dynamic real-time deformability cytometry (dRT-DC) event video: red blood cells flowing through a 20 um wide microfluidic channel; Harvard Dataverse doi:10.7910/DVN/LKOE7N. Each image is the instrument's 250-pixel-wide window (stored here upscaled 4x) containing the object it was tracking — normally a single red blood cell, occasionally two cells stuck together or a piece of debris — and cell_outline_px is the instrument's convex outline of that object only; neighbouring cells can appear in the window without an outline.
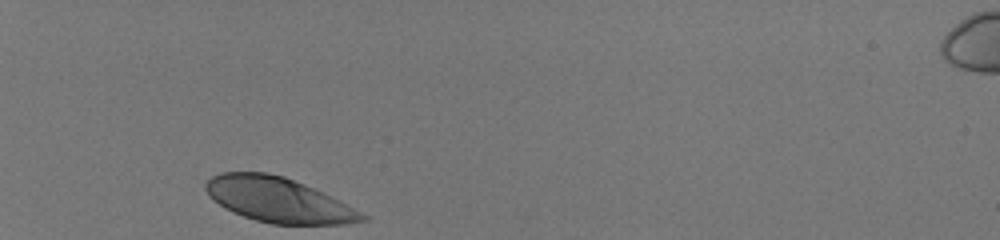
{"species": "human", "species_latin": "Homo sapiens", "temperature_condition": "room temperature", "stored_images_in_passage": 29, "camera_frame_rate_fps": 3000, "um_per_image_px": 0.085, "donor": {"sex": "male"}, "frame": {"image": 1, "passage_image": 1, "time_ms": 0.0, "image_size_px": [1000, 240], "cell_outline_px": [[368, 220], [348, 224], [272, 224], [256, 220], [232, 212], [224, 208], [212, 200], [208, 196], [204, 188], [204, 184], [212, 176], [220, 172], [268, 172], [284, 176], [304, 184], [332, 196], [368, 216]], "centroid_in_image_um": [23.63, 16.99], "position_along_channel_um": 61.4, "area_um2": 41.04}}
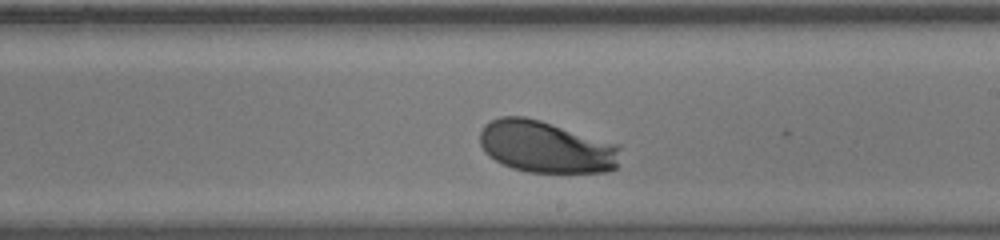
{"frame": {"image": 2, "passage_image": 17, "time_ms": 5.333, "image_size_px": [1000, 240], "cell_outline_px": [[620, 148], [616, 168], [608, 172], [528, 172], [512, 168], [488, 156], [484, 152], [480, 144], [480, 132], [484, 124], [500, 116], [524, 116], [540, 120], [620, 144]], "centroid_in_image_um": [46.41, 12.48], "position_along_channel_um": 242.6, "area_um2": 42.66}}
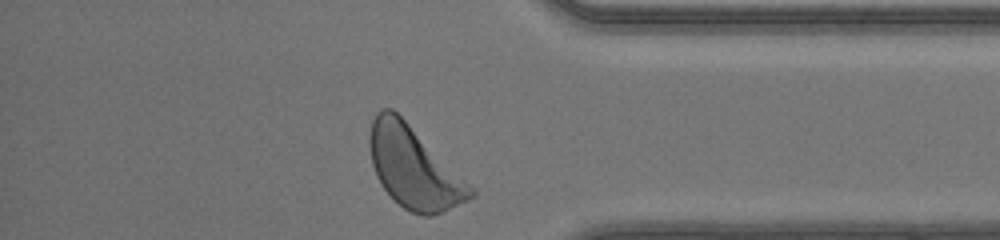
{"frame": {"image": 3, "passage_image": 29, "time_ms": 9.333, "image_size_px": [1000, 240], "cell_outline_px": [[476, 196], [440, 212], [428, 216], [424, 216], [412, 212], [404, 208], [380, 184], [376, 176], [372, 164], [368, 144], [368, 136], [372, 120], [376, 112], [380, 108], [392, 108], [476, 192]], "centroid_in_image_um": [35.09, 14.23], "position_along_channel_um": 400.1, "area_um2": 46.47}, "authors_computed_cell_mechanics": {"area_um2": 42.194, "velocity_mm_per_s": 4.0624, "shape_relaxation_time_tau1_ms": 1.4318, "shape_relaxation_time_tau2_ms": null, "deformation_change_tau1": 0.1371, "deformation_change_tau2": null}}